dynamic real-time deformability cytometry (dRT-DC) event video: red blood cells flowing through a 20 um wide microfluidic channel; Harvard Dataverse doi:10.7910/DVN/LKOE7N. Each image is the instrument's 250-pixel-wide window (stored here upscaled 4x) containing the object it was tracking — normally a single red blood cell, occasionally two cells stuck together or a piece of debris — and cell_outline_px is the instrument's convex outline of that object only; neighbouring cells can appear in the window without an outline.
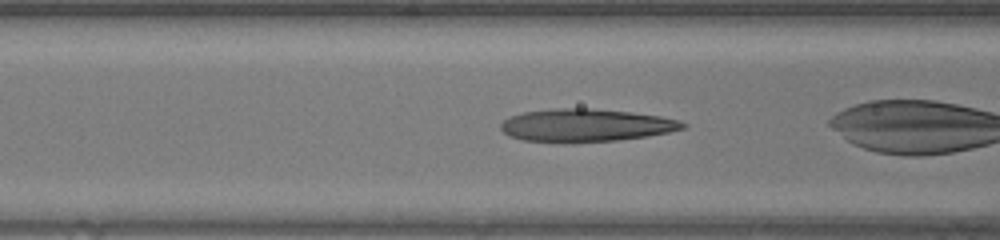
{"species": "human", "species_latin": "Homo sapiens", "temperature_condition": "warm", "stored_images_in_passage": 34, "camera_frame_rate_fps": 3000, "um_per_image_px": 0.085, "donor": {"sex": "female"}, "frame": {"image": 1, "passage_image": 16, "time_ms": 5.0, "image_size_px": [1000, 240], "cell_outline_px": [[688, 124], [684, 128], [668, 132], [648, 136], [616, 140], [564, 144], [524, 140], [508, 136], [500, 128], [500, 124], [508, 116], [524, 112], [556, 108], [592, 108], [632, 112], [660, 116], [680, 120]], "centroid_in_image_um": [49.76, 10.66], "position_along_channel_um": 116.8, "area_um2": 35.32}}